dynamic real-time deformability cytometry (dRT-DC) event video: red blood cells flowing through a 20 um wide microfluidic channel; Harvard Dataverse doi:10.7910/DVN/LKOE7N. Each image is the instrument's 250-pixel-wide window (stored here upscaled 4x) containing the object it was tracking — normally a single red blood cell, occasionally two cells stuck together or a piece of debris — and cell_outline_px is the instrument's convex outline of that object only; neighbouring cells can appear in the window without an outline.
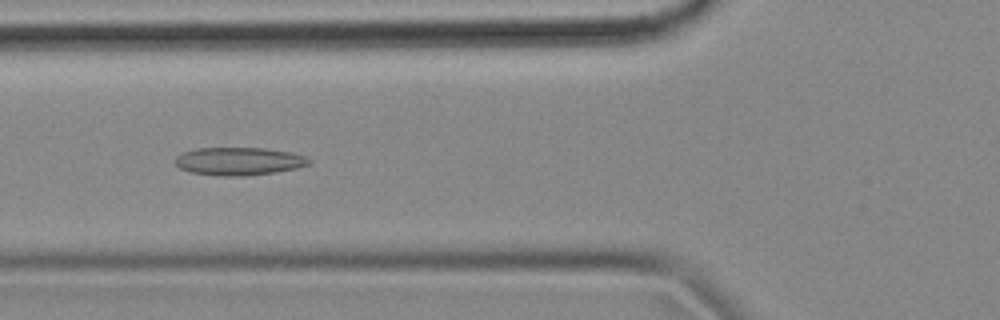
{"species": "common noctule bat (a hibernating species)", "species_latin": "Nyctalus noctula", "temperature_condition": "cold", "stored_images_in_passage": 40, "camera_frame_rate_fps": 3000, "um_per_image_px": 0.085, "animal": {"sex": "female", "body_mass_g": 18.4}, "frame": {"image": 1, "passage_image": 5, "time_ms": 1.333, "image_size_px": [1000, 320], "cell_outline_px": [[312, 164], [296, 168], [272, 172], [244, 176], [220, 176], [192, 172], [180, 168], [172, 160], [176, 156], [184, 152], [196, 148], [264, 148], [292, 152], [308, 156], [312, 160]], "centroid_in_image_um": [20.34, 13.7], "position_along_channel_um": 105.5, "area_um2": 21.91}}
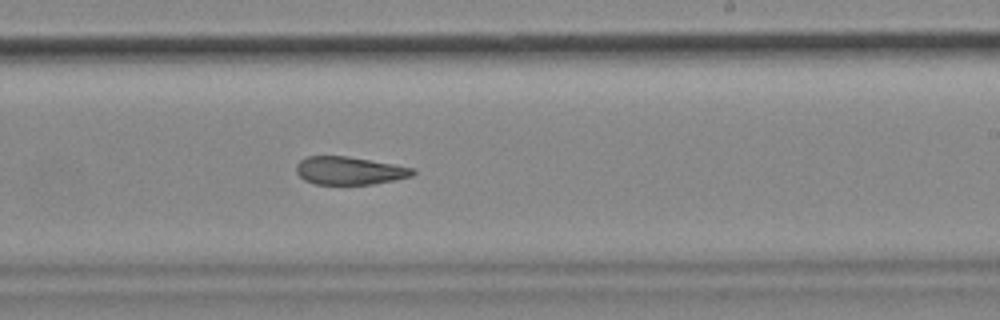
{"frame": {"image": 2, "passage_image": 18, "time_ms": 5.667, "image_size_px": [1000, 320], "cell_outline_px": [[416, 172], [412, 176], [396, 180], [372, 184], [316, 184], [304, 180], [296, 172], [296, 164], [300, 160], [308, 156], [348, 156], [416, 168]], "centroid_in_image_um": [29.72, 14.5], "position_along_channel_um": 259.3, "area_um2": 19.07}}
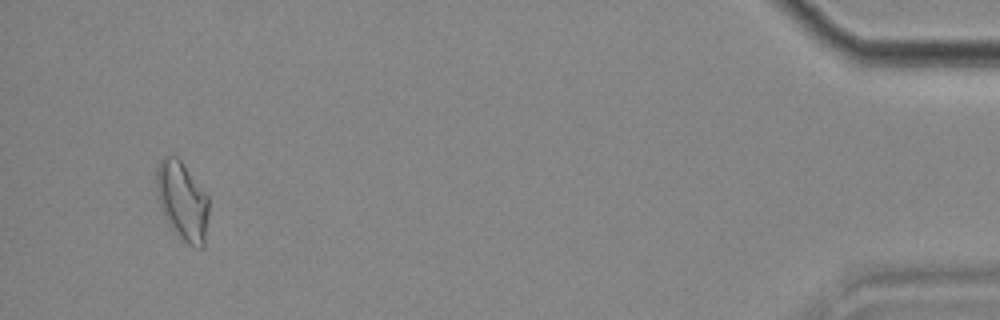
{"frame": {"image": 3, "passage_image": 38, "time_ms": 12.333, "image_size_px": [1000, 320], "cell_outline_px": [[208, 216], [204, 248], [200, 248], [188, 244], [168, 224], [160, 208], [156, 196], [156, 164], [164, 156], [176, 156], [180, 160], [208, 196]], "centroid_in_image_um": [15.47, 17.07], "position_along_channel_um": 419.7, "area_um2": 23.99}, "authors_computed_cell_mechanics": {"area_um2": 20.6346, "velocity_mm_per_s": 3.5639, "shape_relaxation_time_tau1_ms": null, "shape_relaxation_time_tau2_ms": 3.3762, "deformation_change_tau1": null, "deformation_change_tau2": 0.1072}}